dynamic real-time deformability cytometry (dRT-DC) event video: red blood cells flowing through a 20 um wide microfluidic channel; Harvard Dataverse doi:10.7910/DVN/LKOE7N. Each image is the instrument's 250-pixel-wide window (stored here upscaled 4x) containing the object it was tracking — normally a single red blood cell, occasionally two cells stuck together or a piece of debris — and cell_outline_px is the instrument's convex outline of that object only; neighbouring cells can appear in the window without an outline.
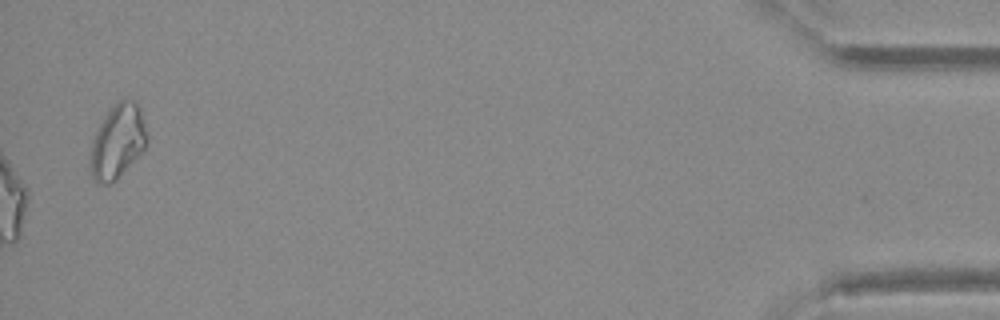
{"species": "Egyptian fruit bat (a non-hibernating species)", "species_latin": "Rousettus aegyptiacus", "temperature_condition": "warm", "stored_images_in_passage": 37, "camera_frame_rate_fps": 3000, "um_per_image_px": 0.085, "animal": {"sex": "female"}, "frame": {"image": 1, "passage_image": 37, "time_ms": 12.0, "image_size_px": [1000, 320], "cell_outline_px": [[148, 144], [116, 180], [108, 184], [96, 184], [92, 176], [92, 144], [96, 132], [104, 116], [116, 100], [136, 100], [140, 104], [148, 136]], "centroid_in_image_um": [10.05, 11.98], "position_along_channel_um": 425.2, "area_um2": 24.28}}